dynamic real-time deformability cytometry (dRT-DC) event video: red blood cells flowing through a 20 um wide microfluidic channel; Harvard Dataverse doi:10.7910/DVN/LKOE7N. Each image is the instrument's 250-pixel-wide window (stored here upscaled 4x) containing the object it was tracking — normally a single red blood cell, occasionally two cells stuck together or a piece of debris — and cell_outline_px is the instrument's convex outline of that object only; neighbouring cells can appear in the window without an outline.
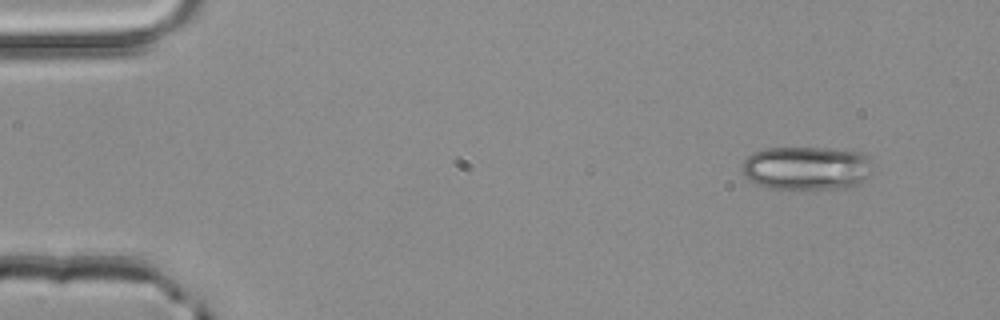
{"species": "common noctule bat (a hibernating species)", "species_latin": "Nyctalus noctula", "temperature_condition": "room temperature", "stored_images_in_passage": 3, "camera_frame_rate_fps": 3000, "um_per_image_px": 0.085, "animal": {"sex": "male", "body_mass_g": 20.4}, "frame": {"image": 1, "passage_image": 1, "time_ms": 0.0, "image_size_px": [1000, 320], "cell_outline_px": [[872, 172], [868, 176], [856, 184], [848, 188], [804, 192], [768, 188], [756, 184], [748, 180], [744, 176], [740, 168], [744, 160], [752, 152], [764, 148], [824, 148], [864, 152], [868, 160]], "centroid_in_image_um": [68.5, 14.34], "position_along_channel_um": 16.5, "area_um2": 34.39}}